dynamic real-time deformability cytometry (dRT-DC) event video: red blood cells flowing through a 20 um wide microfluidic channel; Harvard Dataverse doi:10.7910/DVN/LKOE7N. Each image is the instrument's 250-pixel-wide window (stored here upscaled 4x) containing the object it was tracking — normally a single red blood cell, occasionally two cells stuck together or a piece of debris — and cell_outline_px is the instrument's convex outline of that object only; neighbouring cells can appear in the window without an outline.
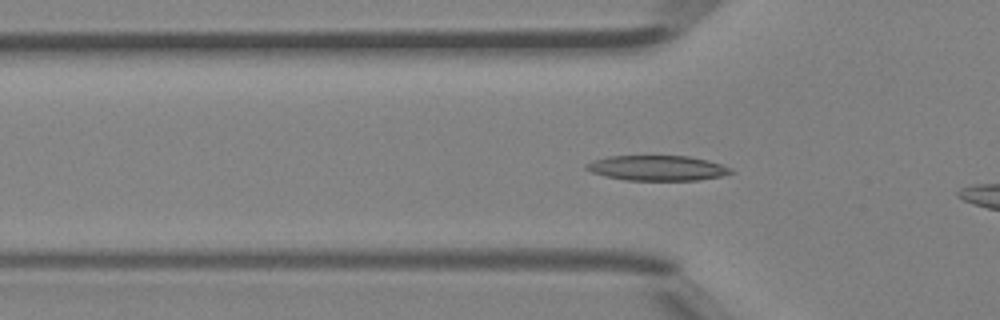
{"species": "Egyptian fruit bat (a non-hibernating species)", "species_latin": "Rousettus aegyptiacus", "temperature_condition": "room temperature", "stored_images_in_passage": 5, "segment_of_instrument_passage": [2, 2], "camera_frame_rate_fps": 3000, "um_per_image_px": 0.085, "animal": {"sex": "female"}, "frame": {"image": 1, "passage_image": 5, "time_ms": 1.333, "image_size_px": [1000, 320], "cell_outline_px": [[736, 172], [720, 176], [696, 180], [628, 180], [604, 176], [592, 172], [584, 168], [584, 164], [592, 160], [608, 156], [688, 156], [720, 164], [732, 168]], "centroid_in_image_um": [55.82, 14.28], "position_along_channel_um": 70.0, "area_um2": 21.1}}